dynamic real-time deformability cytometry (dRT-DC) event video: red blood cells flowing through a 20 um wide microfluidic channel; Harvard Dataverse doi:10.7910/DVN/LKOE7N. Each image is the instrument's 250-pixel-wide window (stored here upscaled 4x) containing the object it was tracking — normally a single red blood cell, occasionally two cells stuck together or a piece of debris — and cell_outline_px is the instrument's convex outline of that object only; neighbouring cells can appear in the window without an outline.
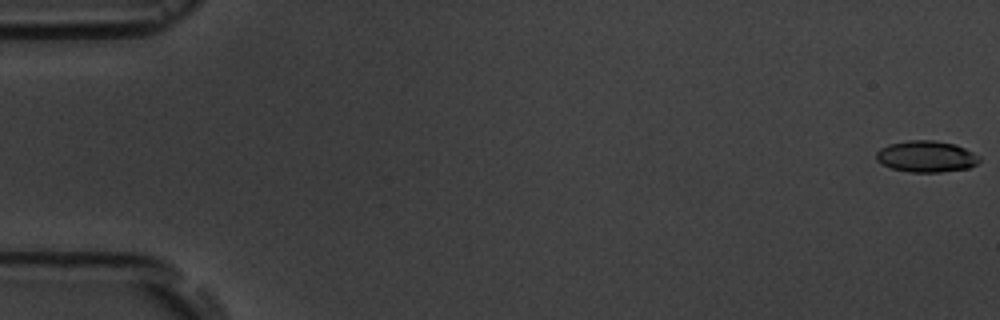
{"species": "common noctule bat (a hibernating species)", "species_latin": "Nyctalus noctula", "temperature_condition": "room temperature", "stored_images_in_passage": 7, "camera_frame_rate_fps": 3000, "um_per_image_px": 0.085, "animal": {"sex": "male", "body_mass_g": 19.5, "forearm_length_mm": 54.6}, "frame": {"image": 1, "passage_image": 1, "time_ms": 0.0, "image_size_px": [1000, 320], "cell_outline_px": [[980, 160], [976, 164], [968, 168], [940, 172], [908, 172], [892, 168], [876, 160], [876, 152], [880, 148], [888, 144], [908, 140], [932, 140], [956, 144], [980, 156]], "centroid_in_image_um": [78.73, 13.29], "position_along_channel_um": 6.3, "area_um2": 18.84}}
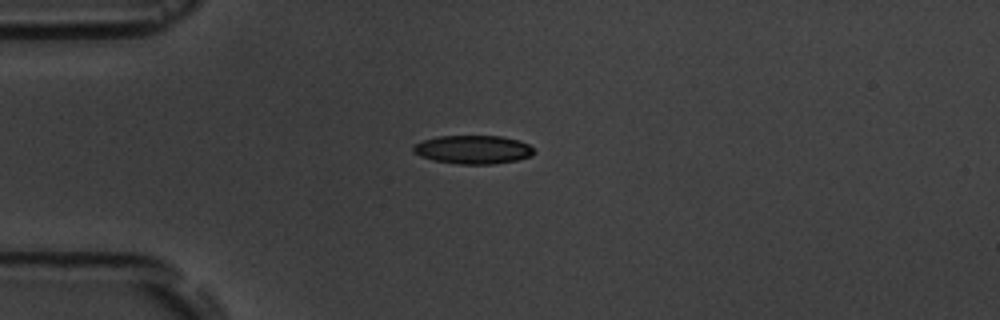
{"frame": {"image": 2, "passage_image": 5, "time_ms": 4.667, "image_size_px": [1000, 320], "cell_outline_px": [[536, 152], [532, 156], [516, 160], [492, 164], [460, 164], [432, 160], [420, 156], [412, 152], [412, 148], [416, 144], [424, 140], [436, 136], [504, 136], [528, 144]], "centroid_in_image_um": [40.2, 12.71], "position_along_channel_um": 44.8, "area_um2": 20.06}}
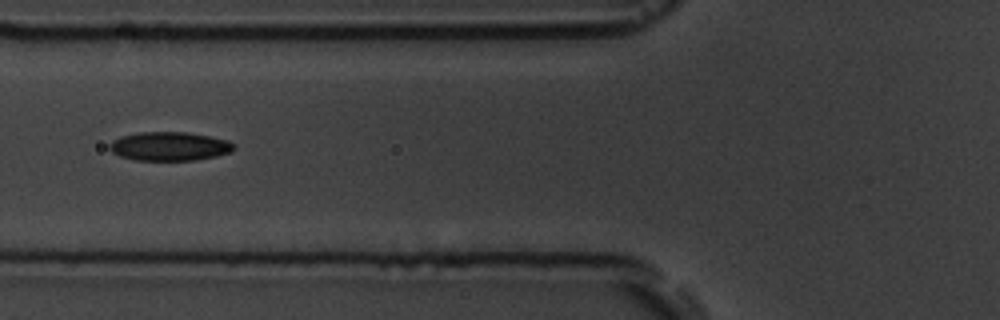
{"frame": {"image": 3, "passage_image": 7, "time_ms": 7.0, "image_size_px": [1000, 320], "cell_outline_px": [[236, 148], [232, 152], [216, 156], [196, 160], [136, 160], [120, 156], [112, 152], [108, 148], [108, 144], [112, 140], [120, 136], [140, 132], [188, 132], [228, 140]], "centroid_in_image_um": [14.39, 12.43], "position_along_channel_um": 111.4, "area_um2": 20.98}}